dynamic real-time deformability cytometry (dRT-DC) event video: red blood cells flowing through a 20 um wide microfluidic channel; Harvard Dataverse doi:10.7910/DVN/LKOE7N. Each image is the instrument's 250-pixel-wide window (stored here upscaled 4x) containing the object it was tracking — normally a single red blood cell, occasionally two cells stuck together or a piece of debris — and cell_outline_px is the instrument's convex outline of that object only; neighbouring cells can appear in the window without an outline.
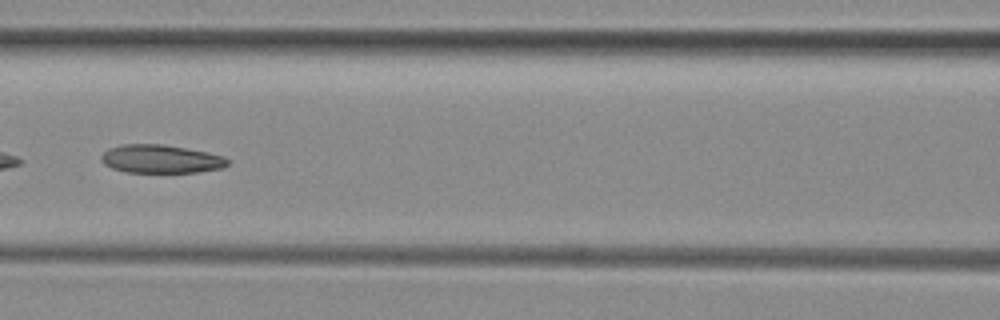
{"species": "common noctule bat (a hibernating species)", "species_latin": "Nyctalus noctula", "temperature_condition": "room temperature", "stored_images_in_passage": 52, "camera_frame_rate_fps": 3000, "um_per_image_px": 0.085, "animal": {"sex": "female", "body_mass_g": 29.2, "forearm_length_mm": 56.3}, "frame": {"image": 1, "passage_image": 23, "time_ms": 7.333, "image_size_px": [1000, 320], "cell_outline_px": [[228, 164], [220, 168], [196, 172], [128, 172], [112, 168], [104, 164], [100, 160], [100, 156], [108, 148], [124, 144], [164, 144], [208, 152], [224, 156], [228, 160]], "centroid_in_image_um": [13.64, 13.5], "position_along_channel_um": 153.0, "area_um2": 20.81}, "authors_computed_cell_mechanics": {"area_um2": 21.7617, "velocity_mm_per_s": 3.9445, "shape_relaxation_time_tau1_ms": null, "shape_relaxation_time_tau2_ms": 4.5254, "deformation_change_tau1": null, "deformation_change_tau2": 0.1256}}